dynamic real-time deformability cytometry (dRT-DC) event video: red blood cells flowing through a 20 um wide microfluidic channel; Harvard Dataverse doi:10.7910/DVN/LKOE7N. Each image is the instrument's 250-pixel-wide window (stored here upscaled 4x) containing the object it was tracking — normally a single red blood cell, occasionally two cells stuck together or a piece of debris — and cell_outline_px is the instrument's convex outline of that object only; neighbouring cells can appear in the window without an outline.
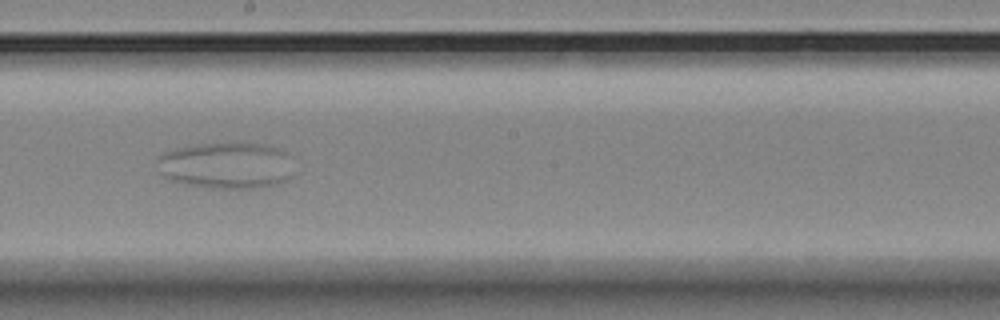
{"species": "Egyptian fruit bat (a non-hibernating species)", "species_latin": "Rousettus aegyptiacus", "temperature_condition": "room temperature", "stored_images_in_passage": 68, "camera_frame_rate_fps": 3000, "um_per_image_px": 0.085, "animal": {"sex": "female"}, "frame": {"image": 1, "passage_image": 38, "time_ms": 12.333, "image_size_px": [1000, 320], "cell_outline_px": [[292, 176], [276, 184], [252, 188], [208, 188], [184, 184], [172, 180], [164, 176], [160, 160], [160, 156], [164, 152], [176, 148], [200, 144], [260, 144], [276, 148], [284, 152]], "centroid_in_image_um": [19.21, 14.08], "position_along_channel_um": 229.0, "area_um2": 35.78}}